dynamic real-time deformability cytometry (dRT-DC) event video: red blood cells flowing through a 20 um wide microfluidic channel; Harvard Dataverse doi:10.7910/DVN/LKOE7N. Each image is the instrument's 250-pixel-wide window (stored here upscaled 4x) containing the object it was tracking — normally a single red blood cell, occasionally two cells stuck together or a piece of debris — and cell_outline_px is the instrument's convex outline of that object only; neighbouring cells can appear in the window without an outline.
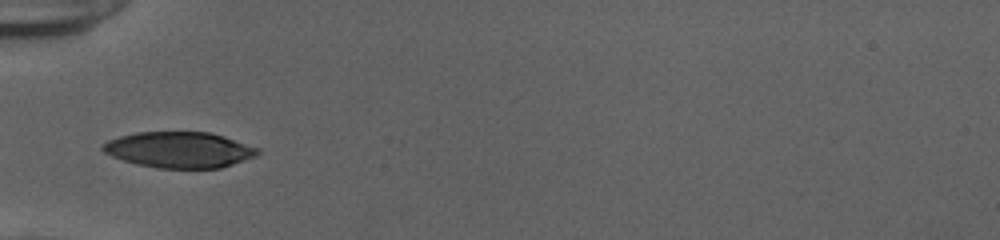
{"species": "human", "species_latin": "Homo sapiens", "temperature_condition": "cold", "stored_images_in_passage": 35, "camera_frame_rate_fps": 3000, "um_per_image_px": 0.085, "donor": {"sex": "female"}, "frame": {"image": 1, "passage_image": 1, "time_ms": 0.0, "image_size_px": [1000, 240], "cell_outline_px": [[260, 152], [256, 156], [220, 168], [156, 168], [136, 164], [112, 156], [104, 152], [100, 148], [108, 140], [120, 136], [136, 132], [208, 132], [224, 136], [260, 148]], "centroid_in_image_um": [15.25, 12.73], "position_along_channel_um": 69.8, "area_um2": 32.37}}
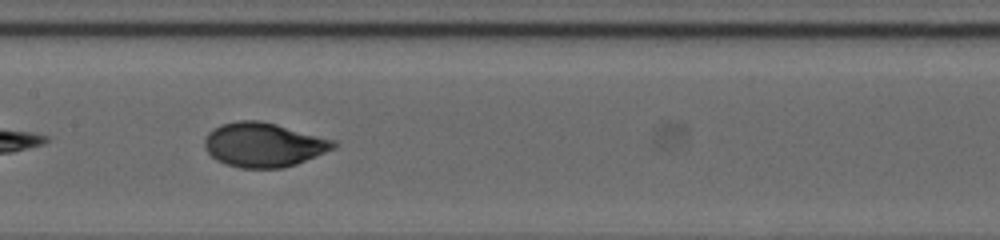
{"frame": {"image": 2, "passage_image": 10, "time_ms": 3.0, "image_size_px": [1000, 240], "cell_outline_px": [[336, 148], [296, 164], [284, 168], [240, 168], [224, 164], [216, 160], [204, 148], [204, 140], [208, 132], [212, 128], [220, 124], [240, 120], [260, 120], [276, 124], [336, 140]], "centroid_in_image_um": [22.39, 12.3], "position_along_channel_um": 185.0, "area_um2": 33.52}}
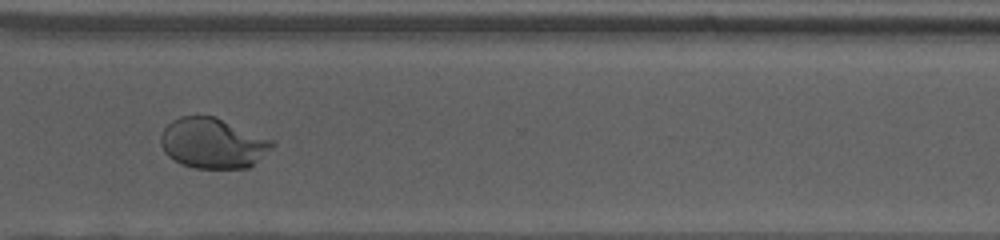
{"frame": {"image": 3, "passage_image": 23, "time_ms": 7.333, "image_size_px": [1000, 240], "cell_outline_px": [[276, 144], [272, 148], [248, 168], [196, 168], [180, 164], [168, 156], [164, 152], [160, 144], [160, 136], [164, 128], [172, 120], [180, 116], [212, 116], [276, 140]], "centroid_in_image_um": [18.08, 12.17], "position_along_channel_um": 352.5, "area_um2": 32.71}, "authors_computed_cell_mechanics": {"area_um2": 33.4084, "velocity_mm_per_s": 3.88, "shape_relaxation_time_tau1_ms": 4.0533, "shape_relaxation_time_tau2_ms": null, "deformation_change_tau1": 0.187, "deformation_change_tau2": null}}